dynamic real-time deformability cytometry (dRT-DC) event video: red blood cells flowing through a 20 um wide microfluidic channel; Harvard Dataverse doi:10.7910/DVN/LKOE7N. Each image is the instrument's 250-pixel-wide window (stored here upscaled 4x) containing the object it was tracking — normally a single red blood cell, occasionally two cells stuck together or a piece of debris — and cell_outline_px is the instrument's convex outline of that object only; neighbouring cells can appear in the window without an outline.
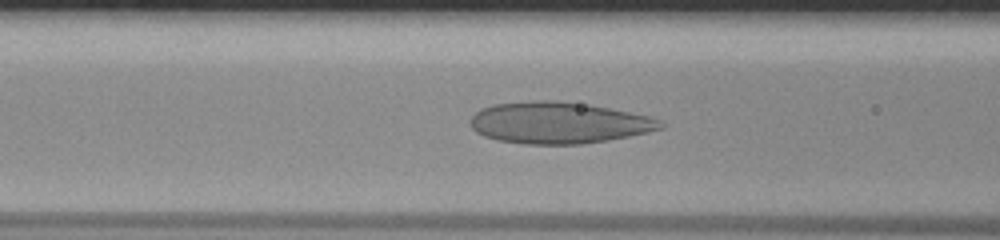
{"species": "human", "species_latin": "Homo sapiens", "temperature_condition": "room temperature", "stored_images_in_passage": 50, "camera_frame_rate_fps": 3000, "um_per_image_px": 0.085, "donor": {"sex": "male"}, "frame": {"image": 1, "passage_image": 20, "time_ms": 6.333, "image_size_px": [1000, 240], "cell_outline_px": [[664, 128], [648, 132], [608, 140], [580, 144], [524, 144], [496, 140], [484, 136], [476, 132], [468, 124], [468, 120], [480, 108], [492, 104], [532, 100], [552, 100], [608, 108], [648, 116], [660, 120], [664, 124]], "centroid_in_image_um": [47.41, 10.44], "position_along_channel_um": 119.2, "area_um2": 45.95}}
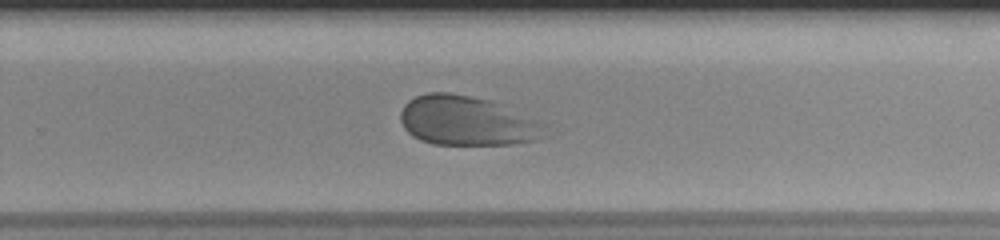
{"frame": {"image": 2, "passage_image": 33, "time_ms": 10.667, "image_size_px": [1000, 240], "cell_outline_px": [[552, 124], [548, 136], [536, 140], [512, 144], [432, 144], [420, 140], [412, 136], [404, 128], [400, 120], [400, 112], [404, 104], [408, 100], [416, 96], [428, 92], [448, 92], [492, 100]], "centroid_in_image_um": [39.81, 10.27], "position_along_channel_um": 290.0, "area_um2": 42.83}}
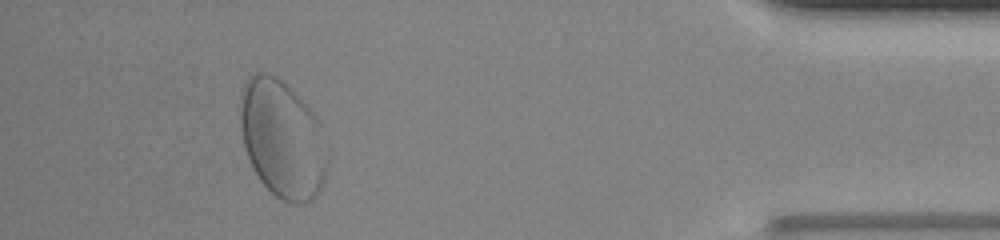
{"frame": {"image": 3, "passage_image": 46, "time_ms": 15.0, "image_size_px": [1000, 240], "cell_outline_px": [[324, 180], [316, 196], [312, 200], [304, 204], [288, 204], [280, 200], [260, 180], [252, 168], [244, 144], [240, 128], [240, 92], [248, 76], [256, 72], [268, 72], [276, 76], [316, 116], [320, 124], [324, 168]], "centroid_in_image_um": [23.92, 11.83], "position_along_channel_um": 411.3, "area_um2": 58.9}}